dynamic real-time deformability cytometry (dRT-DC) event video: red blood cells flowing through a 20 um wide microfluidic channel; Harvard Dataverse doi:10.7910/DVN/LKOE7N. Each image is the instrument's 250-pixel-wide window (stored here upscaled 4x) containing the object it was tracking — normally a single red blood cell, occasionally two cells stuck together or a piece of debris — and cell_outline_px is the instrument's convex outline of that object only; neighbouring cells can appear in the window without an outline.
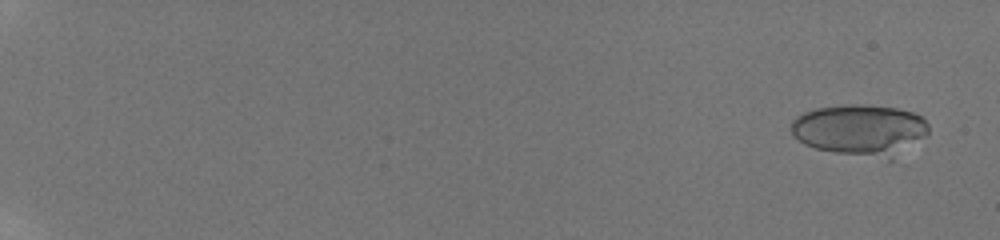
{"species": "human", "species_latin": "Homo sapiens", "temperature_condition": "room temperature", "stored_images_in_passage": 19, "camera_frame_rate_fps": 3000, "um_per_image_px": 0.085, "donor": {"sex": "male"}, "frame": {"image": 1, "passage_image": 2, "time_ms": 1.0, "image_size_px": [1000, 240], "cell_outline_px": [[928, 136], [892, 160], [888, 160], [836, 152], [816, 148], [804, 144], [792, 136], [792, 120], [796, 116], [804, 112], [816, 108], [848, 104], [860, 104], [896, 108], [912, 112], [920, 116], [928, 124]], "centroid_in_image_um": [73.15, 11.05], "position_along_channel_um": 11.9, "area_um2": 41.33}}
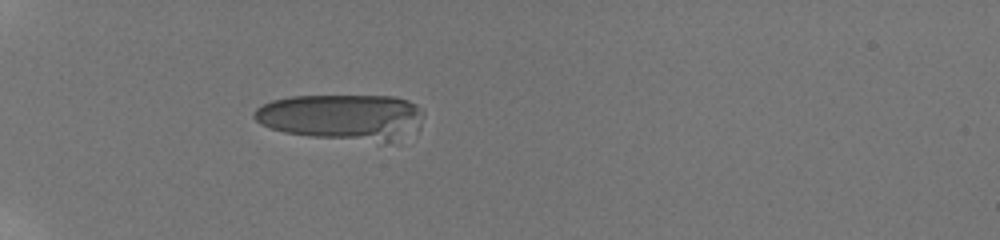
{"frame": {"image": 2, "passage_image": 15, "time_ms": 7.333, "image_size_px": [1000, 240], "cell_outline_px": [[424, 116], [420, 128], [396, 144], [312, 136], [284, 132], [260, 124], [252, 116], [252, 112], [256, 108], [272, 100], [292, 96], [396, 96], [408, 100], [424, 108]], "centroid_in_image_um": [29.2, 9.96], "position_along_channel_um": 55.8, "area_um2": 46.3}}